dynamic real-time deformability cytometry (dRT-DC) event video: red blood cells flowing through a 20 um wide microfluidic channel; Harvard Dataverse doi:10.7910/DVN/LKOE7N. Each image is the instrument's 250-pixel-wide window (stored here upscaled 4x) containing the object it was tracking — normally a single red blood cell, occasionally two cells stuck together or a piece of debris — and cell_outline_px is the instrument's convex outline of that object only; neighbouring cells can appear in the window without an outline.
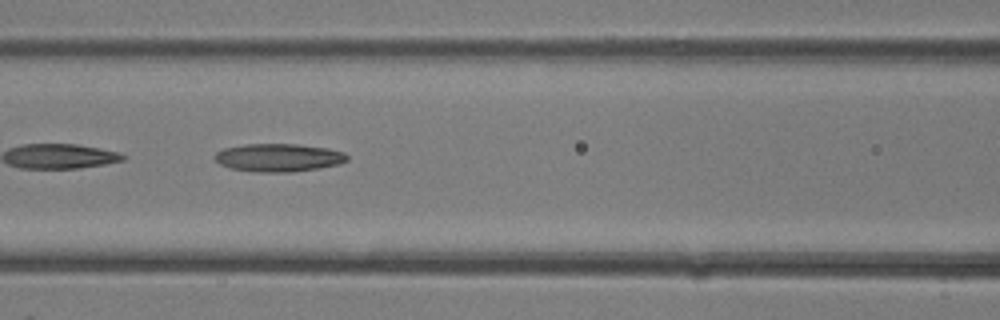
{"species": "common noctule bat (a hibernating species)", "species_latin": "Nyctalus noctula", "temperature_condition": "room temperature", "stored_images_in_passage": 33, "camera_frame_rate_fps": 3000, "um_per_image_px": 0.085, "animal": {"sex": "female"}, "frame": {"image": 1, "passage_image": 15, "time_ms": 4.667, "image_size_px": [1000, 320], "cell_outline_px": [[348, 160], [340, 164], [320, 168], [292, 172], [256, 172], [228, 168], [220, 164], [212, 156], [216, 152], [224, 148], [244, 144], [296, 144], [328, 148], [344, 152], [348, 156]], "centroid_in_image_um": [23.67, 13.4], "position_along_channel_um": 142.9, "area_um2": 21.85}}
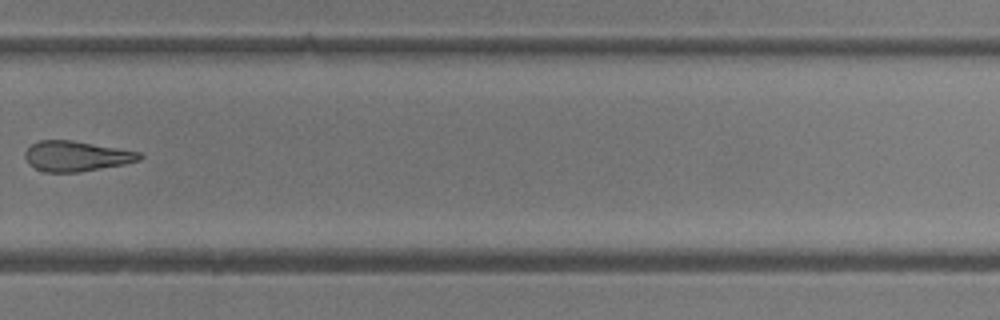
{"frame": {"image": 2, "passage_image": 24, "time_ms": 7.667, "image_size_px": [1000, 320], "cell_outline_px": [[144, 156], [140, 160], [124, 164], [80, 172], [44, 172], [28, 164], [24, 156], [24, 152], [32, 144], [40, 140], [72, 140], [140, 152]], "centroid_in_image_um": [6.47, 13.27], "position_along_channel_um": 323.3, "area_um2": 20.17}}